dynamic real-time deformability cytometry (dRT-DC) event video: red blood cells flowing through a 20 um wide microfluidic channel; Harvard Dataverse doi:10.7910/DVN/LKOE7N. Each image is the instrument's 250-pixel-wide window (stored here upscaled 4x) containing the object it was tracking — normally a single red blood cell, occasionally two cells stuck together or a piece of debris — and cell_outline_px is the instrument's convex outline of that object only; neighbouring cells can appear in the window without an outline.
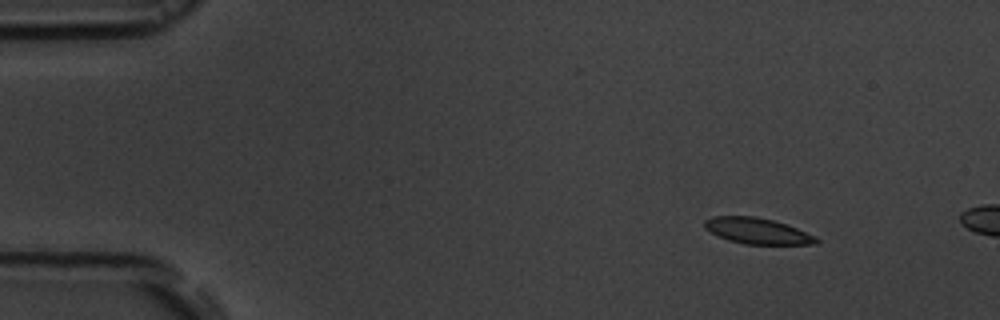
{"species": "common noctule bat (a hibernating species)", "species_latin": "Nyctalus noctula", "temperature_condition": "room temperature", "stored_images_in_passage": 5, "camera_frame_rate_fps": 3000, "um_per_image_px": 0.085, "animal": {"sex": "male", "body_mass_g": 19.5, "forearm_length_mm": 54.6}, "frame": {"image": 1, "passage_image": 1, "time_ms": 0.0, "image_size_px": [1000, 320], "cell_outline_px": [[820, 240], [816, 244], [744, 244], [728, 240], [704, 228], [704, 220], [712, 216], [756, 216], [772, 220], [796, 228], [816, 236]], "centroid_in_image_um": [64.36, 19.63], "position_along_channel_um": 20.6, "area_um2": 16.76}}